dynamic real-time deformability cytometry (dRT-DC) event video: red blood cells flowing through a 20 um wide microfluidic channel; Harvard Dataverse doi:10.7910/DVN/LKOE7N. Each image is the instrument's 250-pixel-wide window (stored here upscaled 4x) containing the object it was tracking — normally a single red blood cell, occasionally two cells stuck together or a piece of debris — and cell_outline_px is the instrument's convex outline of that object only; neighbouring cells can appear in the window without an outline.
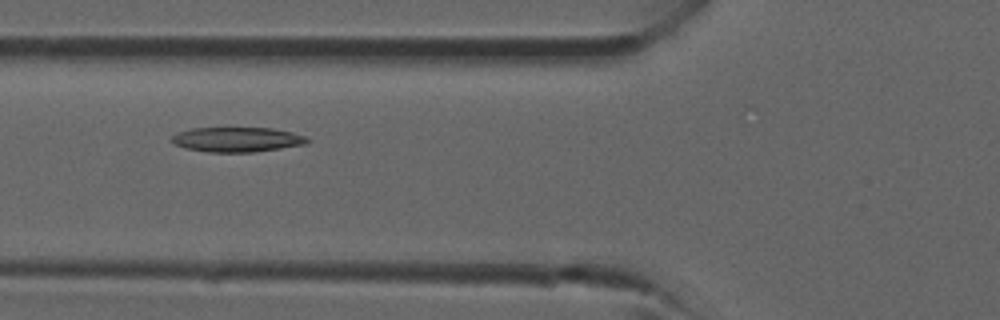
{"species": "common noctule bat (a hibernating species)", "species_latin": "Nyctalus noctula", "temperature_condition": "room temperature", "stored_images_in_passage": 17, "camera_frame_rate_fps": 3000, "um_per_image_px": 0.085, "animal": {"sex": "male", "forearm_length_mm": 52.5}, "frame": {"image": 1, "passage_image": 7, "time_ms": 2.0, "image_size_px": [1000, 320], "cell_outline_px": [[312, 140], [308, 144], [252, 152], [208, 152], [184, 148], [176, 144], [172, 140], [172, 136], [180, 132], [192, 128], [272, 128], [292, 132], [304, 136]], "centroid_in_image_um": [20.2, 11.86], "position_along_channel_um": 105.6, "area_um2": 19.48}}
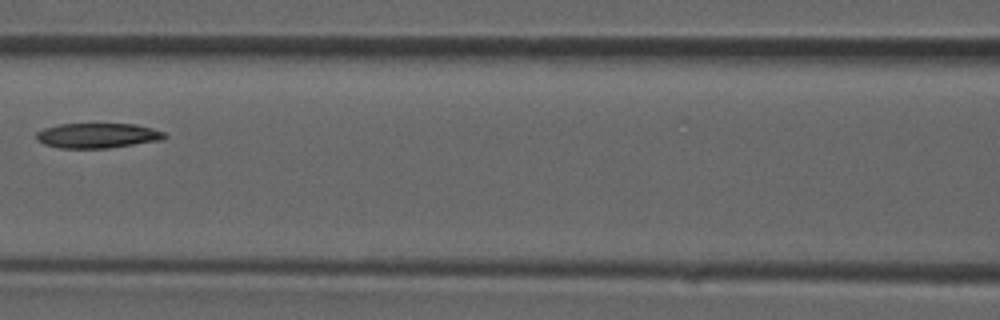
{"frame": {"image": 2, "passage_image": 10, "time_ms": 3.0, "image_size_px": [1000, 320], "cell_outline_px": [[168, 136], [164, 140], [108, 148], [60, 148], [44, 144], [36, 140], [36, 132], [44, 128], [60, 124], [136, 124], [152, 128], [164, 132]], "centroid_in_image_um": [8.31, 11.52], "position_along_channel_um": 158.3, "area_um2": 18.79}}
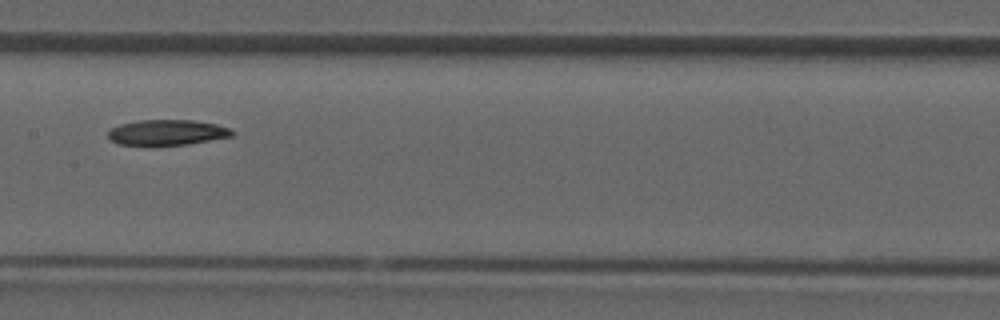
{"frame": {"image": 3, "passage_image": 12, "time_ms": 3.667, "image_size_px": [1000, 320], "cell_outline_px": [[236, 132], [232, 136], [188, 144], [152, 148], [144, 148], [120, 144], [108, 140], [108, 132], [112, 128], [120, 124], [140, 120], [192, 120], [216, 124], [232, 128]], "centroid_in_image_um": [14.16, 11.3], "position_along_channel_um": 193.2, "area_um2": 19.31}}